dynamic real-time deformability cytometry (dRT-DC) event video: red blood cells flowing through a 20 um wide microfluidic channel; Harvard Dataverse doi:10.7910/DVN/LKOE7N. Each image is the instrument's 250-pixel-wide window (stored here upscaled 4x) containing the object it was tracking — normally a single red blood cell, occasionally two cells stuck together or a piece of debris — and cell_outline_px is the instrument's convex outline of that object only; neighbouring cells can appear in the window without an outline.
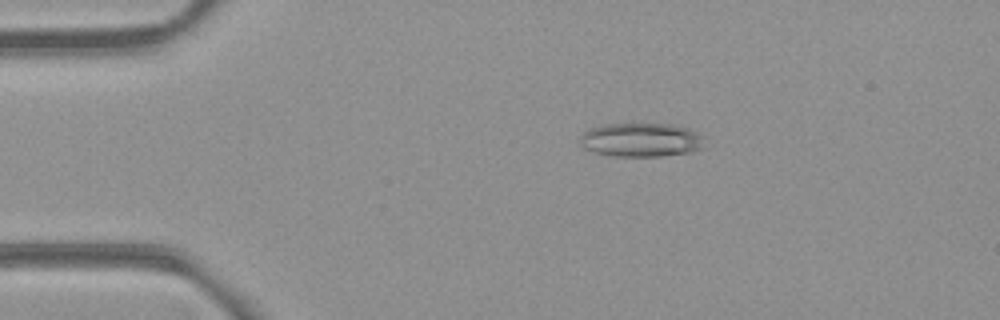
{"species": "common noctule bat (a hibernating species)", "species_latin": "Nyctalus noctula", "temperature_condition": "room temperature", "stored_images_in_passage": 50, "camera_frame_rate_fps": 3000, "um_per_image_px": 0.085, "animal": {"sex": "female", "body_mass_g": 21.9}, "frame": {"image": 1, "passage_image": 7, "time_ms": 2.0, "image_size_px": [1000, 320], "cell_outline_px": [[704, 148], [692, 152], [660, 156], [612, 156], [592, 152], [584, 148], [580, 144], [580, 136], [584, 132], [592, 128], [604, 124], [668, 124], [688, 128], [704, 136]], "centroid_in_image_um": [54.51, 11.9], "position_along_channel_um": 30.5, "area_um2": 24.74}}
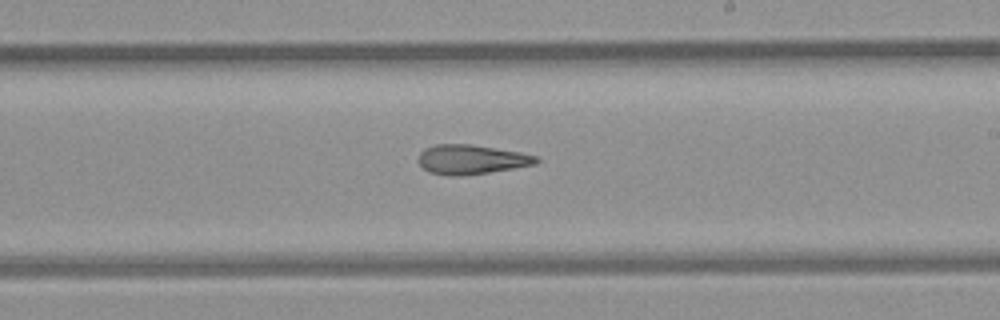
{"frame": {"image": 2, "passage_image": 28, "time_ms": 9.0, "image_size_px": [1000, 320], "cell_outline_px": [[540, 160], [536, 164], [488, 172], [460, 176], [448, 176], [428, 172], [416, 160], [420, 152], [424, 148], [436, 144], [472, 144], [520, 152], [536, 156]], "centroid_in_image_um": [40.01, 13.55], "position_along_channel_um": 249.0, "area_um2": 20.29}}
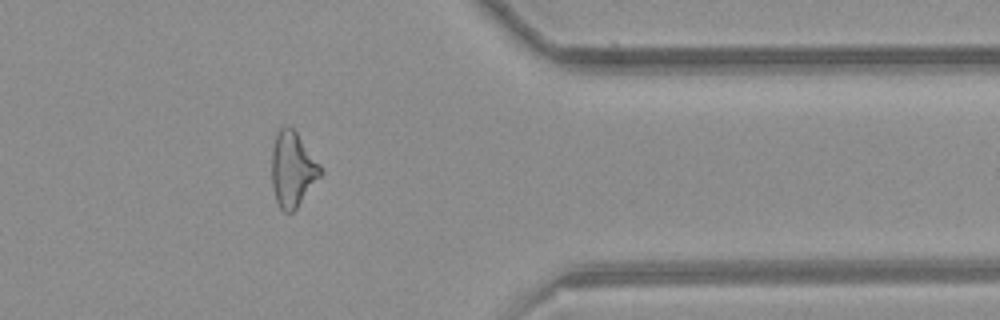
{"frame": {"image": 3, "passage_image": 40, "time_ms": 13.0, "image_size_px": [1000, 320], "cell_outline_px": [[324, 172], [296, 208], [292, 212], [284, 212], [280, 208], [276, 200], [272, 188], [272, 148], [276, 136], [280, 128], [284, 124], [288, 124], [296, 132], [320, 164]], "centroid_in_image_um": [24.87, 14.38], "position_along_channel_um": 386.5, "area_um2": 21.27}, "authors_computed_cell_mechanics": {"area_um2": 21.7039, "velocity_mm_per_s": 3.8736, "shape_relaxation_time_tau1_ms": null, "shape_relaxation_time_tau2_ms": 4.0177, "deformation_change_tau1": null, "deformation_change_tau2": 0.1472}}